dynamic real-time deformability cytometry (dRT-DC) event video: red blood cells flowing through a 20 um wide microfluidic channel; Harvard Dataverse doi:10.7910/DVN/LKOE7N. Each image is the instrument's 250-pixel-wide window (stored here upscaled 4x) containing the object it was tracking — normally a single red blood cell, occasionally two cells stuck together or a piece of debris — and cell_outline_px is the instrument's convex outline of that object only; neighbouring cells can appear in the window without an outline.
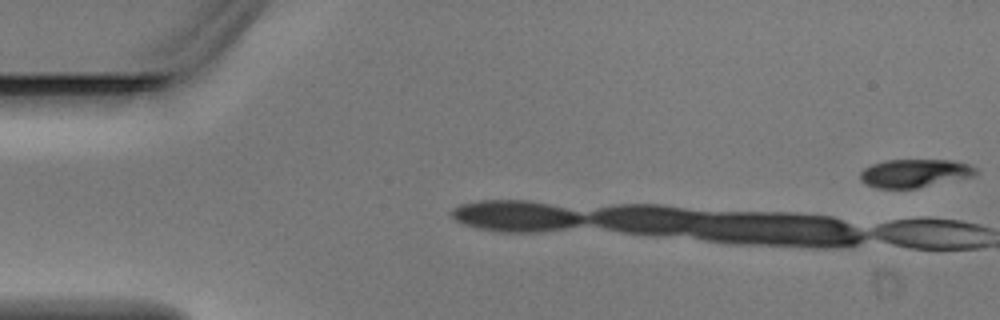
{"species": "Egyptian fruit bat (a non-hibernating species)", "species_latin": "Rousettus aegyptiacus", "temperature_condition": "warm", "stored_images_in_passage": 6, "camera_frame_rate_fps": 3000, "um_per_image_px": 0.085, "animal": {"sex": "male"}, "frame": {"image": 1, "passage_image": 1, "time_ms": 0.0, "image_size_px": [1000, 320], "cell_outline_px": [[980, 172], [976, 176], [916, 188], [876, 188], [860, 180], [860, 172], [864, 168], [872, 164], [884, 160], [952, 160], [968, 164], [976, 168]], "centroid_in_image_um": [77.78, 14.72], "position_along_channel_um": 7.2, "area_um2": 19.13}}